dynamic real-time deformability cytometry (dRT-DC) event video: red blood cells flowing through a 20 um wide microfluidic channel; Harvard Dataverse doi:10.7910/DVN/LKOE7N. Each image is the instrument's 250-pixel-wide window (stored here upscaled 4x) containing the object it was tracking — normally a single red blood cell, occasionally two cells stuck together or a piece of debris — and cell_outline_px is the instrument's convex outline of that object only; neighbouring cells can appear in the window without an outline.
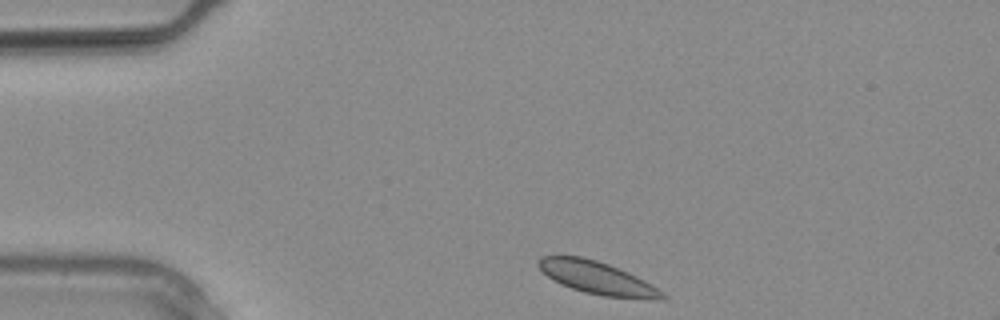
{"species": "common noctule bat (a hibernating species)", "species_latin": "Nyctalus noctula", "temperature_condition": "warm", "stored_images_in_passage": 13, "camera_frame_rate_fps": 3000, "um_per_image_px": 0.085, "animal": {"sex": "male", "body_mass_g": 20.4}, "frame": {"image": 1, "passage_image": 1, "time_ms": 0.0, "image_size_px": [1000, 320], "cell_outline_px": [[668, 296], [604, 296], [584, 292], [560, 284], [552, 280], [536, 264], [540, 256], [580, 256], [596, 260], [608, 264], [628, 272], [652, 284]], "centroid_in_image_um": [50.6, 23.55], "position_along_channel_um": 34.4, "area_um2": 22.54}}